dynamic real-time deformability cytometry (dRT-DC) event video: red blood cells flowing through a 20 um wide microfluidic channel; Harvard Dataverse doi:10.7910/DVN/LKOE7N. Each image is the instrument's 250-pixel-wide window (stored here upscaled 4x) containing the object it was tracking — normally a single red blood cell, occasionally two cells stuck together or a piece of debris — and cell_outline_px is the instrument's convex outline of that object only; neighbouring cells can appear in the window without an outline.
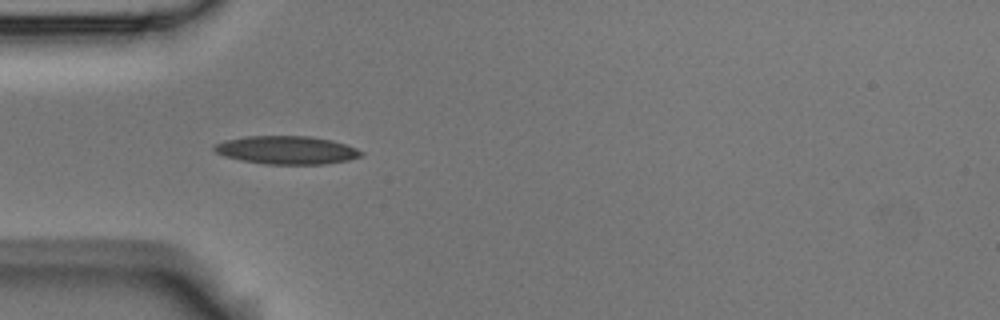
{"species": "Egyptian fruit bat (a non-hibernating species)", "species_latin": "Rousettus aegyptiacus", "temperature_condition": "room temperature", "stored_images_in_passage": 13, "camera_frame_rate_fps": 3000, "um_per_image_px": 0.085, "animal": {"sex": "male"}, "frame": {"image": 1, "passage_image": 4, "time_ms": 1.0, "image_size_px": [1000, 320], "cell_outline_px": [[364, 152], [360, 156], [348, 160], [324, 164], [264, 164], [240, 160], [224, 156], [216, 152], [212, 148], [216, 144], [224, 140], [248, 136], [308, 136], [332, 140], [348, 144]], "centroid_in_image_um": [24.37, 12.75], "position_along_channel_um": 60.6, "area_um2": 24.16}}
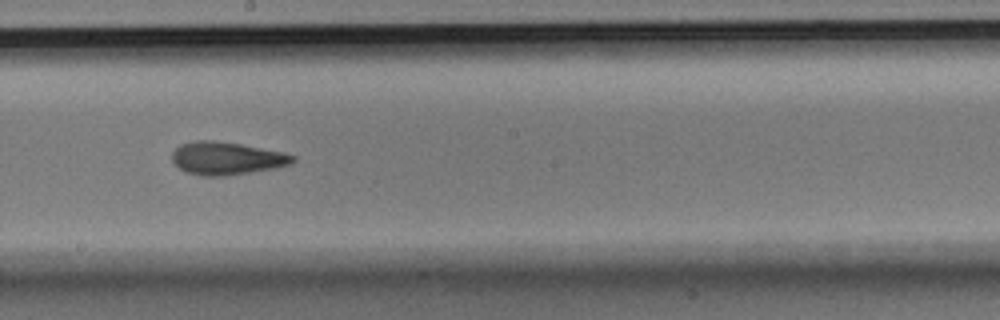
{"frame": {"image": 2, "passage_image": 8, "time_ms": 2.333, "image_size_px": [1000, 320], "cell_outline_px": [[296, 160], [292, 164], [276, 168], [224, 176], [200, 176], [184, 172], [172, 160], [172, 152], [180, 144], [196, 140], [212, 140], [240, 144], [284, 152], [296, 156]], "centroid_in_image_um": [19.27, 13.46], "position_along_channel_um": 228.9, "area_um2": 23.24}}
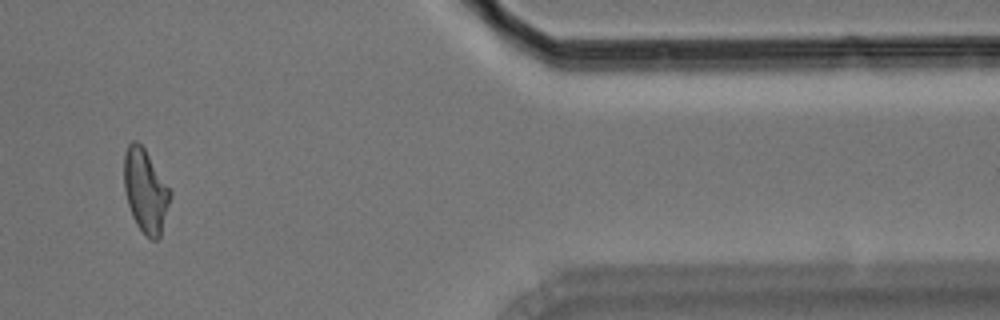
{"frame": {"image": 3, "passage_image": 12, "time_ms": 3.667, "image_size_px": [1000, 320], "cell_outline_px": [[172, 196], [160, 236], [156, 240], [152, 240], [136, 224], [132, 216], [128, 204], [124, 188], [124, 156], [128, 144], [132, 140], [136, 140], [144, 148], [172, 192]], "centroid_in_image_um": [12.37, 16.21], "position_along_channel_um": 399.0, "area_um2": 22.25}}